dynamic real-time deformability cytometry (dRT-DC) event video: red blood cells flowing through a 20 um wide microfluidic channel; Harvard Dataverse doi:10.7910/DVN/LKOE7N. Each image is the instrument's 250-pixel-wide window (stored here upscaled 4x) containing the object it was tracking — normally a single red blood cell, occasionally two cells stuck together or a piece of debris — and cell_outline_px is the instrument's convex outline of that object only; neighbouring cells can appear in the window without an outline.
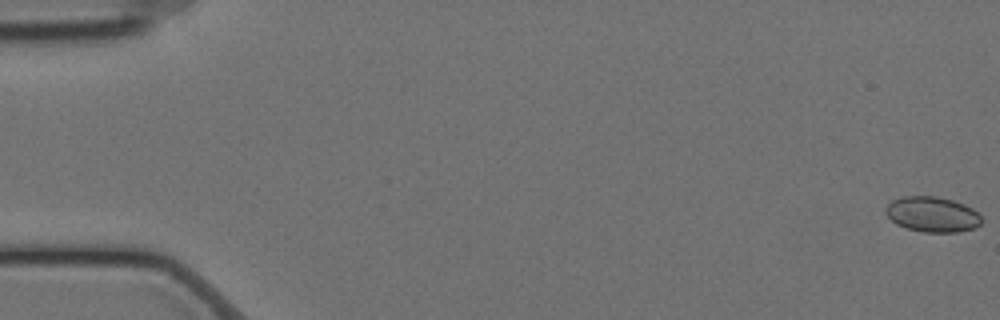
{"species": "Egyptian fruit bat (a non-hibernating species)", "species_latin": "Rousettus aegyptiacus", "temperature_condition": "cold", "stored_images_in_passage": 59, "camera_frame_rate_fps": 3000, "um_per_image_px": 0.085, "animal": {"sex": "female"}, "frame": {"image": 1, "passage_image": 1, "time_ms": 0.0, "image_size_px": [1000, 320], "cell_outline_px": [[984, 220], [976, 228], [960, 232], [924, 232], [908, 228], [896, 224], [884, 212], [884, 208], [892, 200], [904, 196], [936, 196], [952, 200], [964, 204], [972, 208]], "centroid_in_image_um": [79.26, 18.22], "position_along_channel_um": 5.7, "area_um2": 19.83}}
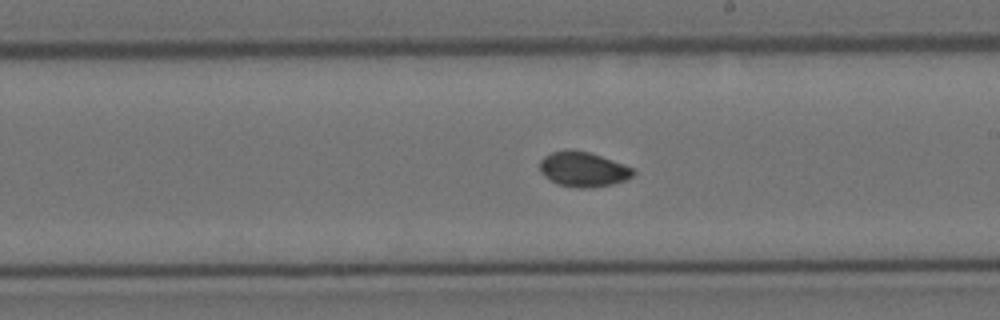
{"frame": {"image": 2, "passage_image": 34, "time_ms": 11.0, "image_size_px": [1000, 320], "cell_outline_px": [[636, 172], [632, 176], [624, 180], [612, 184], [588, 188], [576, 188], [556, 184], [544, 176], [540, 172], [540, 160], [544, 156], [552, 152], [568, 148], [572, 148], [588, 152], [624, 164], [632, 168]], "centroid_in_image_um": [49.53, 14.38], "position_along_channel_um": 239.5, "area_um2": 19.13}}
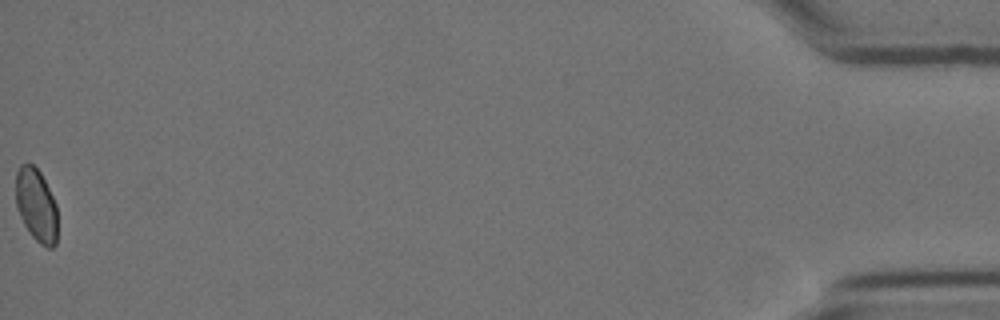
{"frame": {"image": 3, "passage_image": 59, "time_ms": 19.333, "image_size_px": [1000, 320], "cell_outline_px": [[56, 244], [52, 248], [48, 248], [40, 244], [32, 236], [24, 224], [16, 208], [16, 172], [20, 164], [28, 160], [40, 172], [56, 204]], "centroid_in_image_um": [3.06, 17.41], "position_along_channel_um": 432.1, "area_um2": 17.8}, "authors_computed_cell_mechanics": {"area_um2": 18.7272, "velocity_mm_per_s": 3.5096, "shape_relaxation_time_tau1_ms": 7.6953, "shape_relaxation_time_tau2_ms": 2.5365, "deformation_change_tau1": 0.0657, "deformation_change_tau2": 0.0347}}